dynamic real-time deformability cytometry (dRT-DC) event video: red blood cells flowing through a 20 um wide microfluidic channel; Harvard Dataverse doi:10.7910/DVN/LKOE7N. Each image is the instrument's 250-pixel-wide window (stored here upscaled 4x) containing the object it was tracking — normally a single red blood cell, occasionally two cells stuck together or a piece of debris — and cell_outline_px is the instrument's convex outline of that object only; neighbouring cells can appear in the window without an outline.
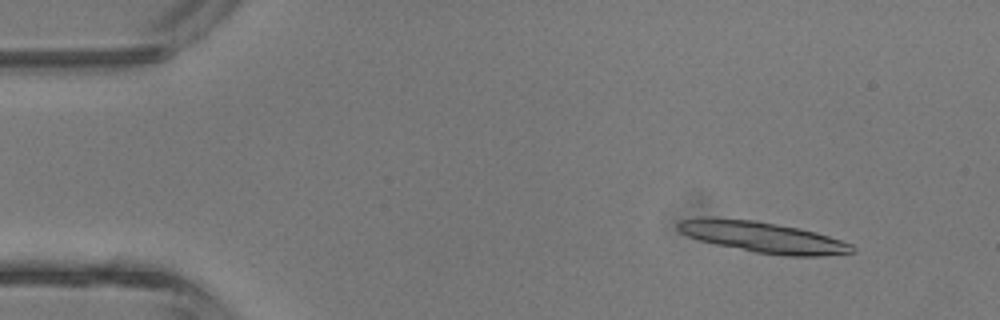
{"species": "common noctule bat (a hibernating species)", "species_latin": "Nyctalus noctula", "temperature_condition": "room temperature", "stored_images_in_passage": 4, "camera_frame_rate_fps": 3000, "um_per_image_px": 0.085, "animal": {"sex": "male", "body_mass_g": 13.3}, "frame": {"image": 1, "passage_image": 2, "time_ms": 1.0, "image_size_px": [1000, 320], "cell_outline_px": [[856, 252], [824, 256], [784, 256], [756, 252], [716, 244], [700, 240], [688, 236], [680, 232], [676, 228], [676, 224], [680, 220], [700, 216], [712, 216], [756, 220], [800, 228], [816, 232], [852, 244], [856, 248]], "centroid_in_image_um": [64.81, 20.14], "position_along_channel_um": 20.2, "area_um2": 31.79}}